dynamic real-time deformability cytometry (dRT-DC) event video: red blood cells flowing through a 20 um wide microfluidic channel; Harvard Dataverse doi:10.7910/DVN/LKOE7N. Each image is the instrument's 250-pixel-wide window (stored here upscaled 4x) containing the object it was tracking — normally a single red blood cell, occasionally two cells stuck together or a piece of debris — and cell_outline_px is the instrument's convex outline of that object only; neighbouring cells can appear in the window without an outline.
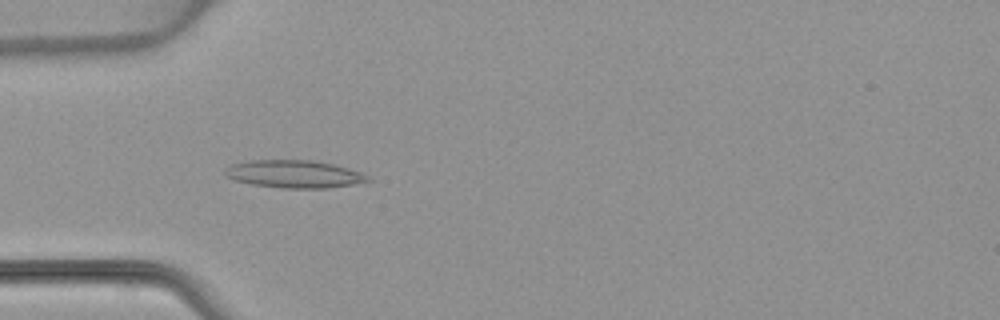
{"species": "common noctule bat (a hibernating species)", "species_latin": "Nyctalus noctula", "temperature_condition": "warm", "stored_images_in_passage": 5, "camera_frame_rate_fps": 3000, "um_per_image_px": 0.085, "animal": {"sex": "female", "body_mass_g": 22.7, "forearm_length_mm": 54.2}, "frame": {"image": 1, "passage_image": 4, "time_ms": 3.667, "image_size_px": [1000, 320], "cell_outline_px": [[372, 180], [352, 184], [328, 188], [280, 188], [252, 184], [236, 180], [224, 176], [224, 168], [232, 164], [248, 160], [312, 160], [332, 164], [348, 168], [360, 172], [368, 176]], "centroid_in_image_um": [24.96, 14.79], "position_along_channel_um": 60.0, "area_um2": 23.0}}
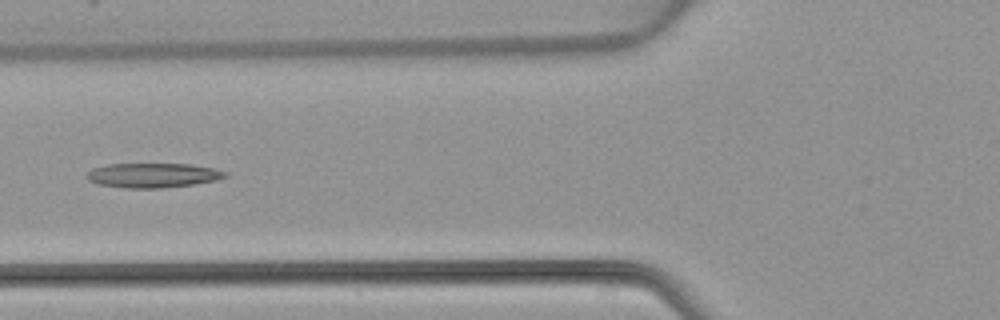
{"frame": {"image": 2, "passage_image": 5, "time_ms": 5.0, "image_size_px": [1000, 320], "cell_outline_px": [[228, 176], [216, 180], [192, 184], [164, 188], [124, 188], [96, 184], [88, 180], [88, 172], [92, 168], [108, 164], [192, 164], [216, 168], [228, 172]], "centroid_in_image_um": [13.02, 14.9], "position_along_channel_um": 112.8, "area_um2": 19.94}}